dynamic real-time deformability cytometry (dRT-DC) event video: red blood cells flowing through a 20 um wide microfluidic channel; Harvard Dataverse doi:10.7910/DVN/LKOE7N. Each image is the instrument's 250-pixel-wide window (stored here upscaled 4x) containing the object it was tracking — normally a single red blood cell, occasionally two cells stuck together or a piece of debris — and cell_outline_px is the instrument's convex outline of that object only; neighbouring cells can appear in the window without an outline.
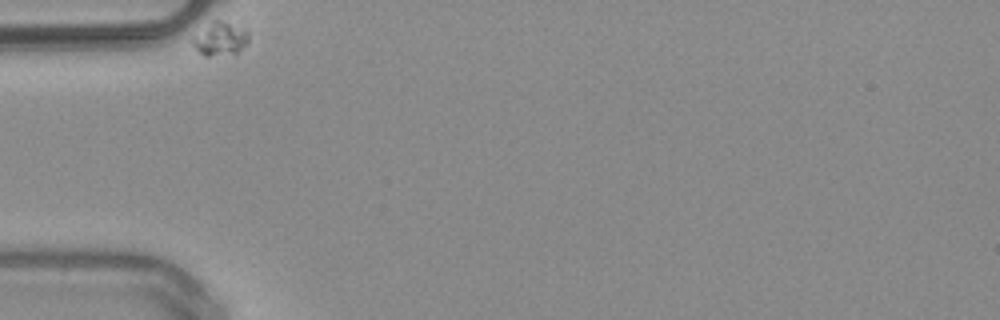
{"species": "common noctule bat (a hibernating species)", "species_latin": "Nyctalus noctula", "temperature_condition": "warm", "stored_images_in_passage": 34, "camera_frame_rate_fps": 3000, "um_per_image_px": 0.085, "animal": {"sex": "male", "body_mass_g": 20.4}, "frame": {"image": 1, "passage_image": 1, "time_ms": 0.0, "image_size_px": [1000, 320], "cell_outline_px": [[248, 40], [236, 56], [204, 56], [192, 44], [192, 40], [212, 20], [220, 20], [248, 32]], "centroid_in_image_um": [18.73, 3.37], "position_along_channel_um": 66.3, "area_um2": 10.69}}
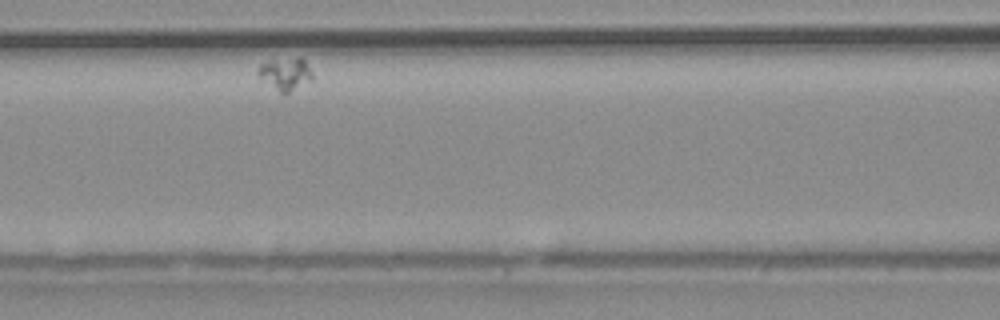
{"frame": {"image": 2, "passage_image": 10, "time_ms": 3.0, "image_size_px": [1000, 320], "cell_outline_px": [[312, 80], [288, 92], [280, 92], [260, 76], [256, 72], [256, 68], [260, 64], [272, 60], [300, 56], [304, 60], [312, 72]], "centroid_in_image_um": [24.27, 6.23], "position_along_channel_um": 142.3, "area_um2": 10.0}}